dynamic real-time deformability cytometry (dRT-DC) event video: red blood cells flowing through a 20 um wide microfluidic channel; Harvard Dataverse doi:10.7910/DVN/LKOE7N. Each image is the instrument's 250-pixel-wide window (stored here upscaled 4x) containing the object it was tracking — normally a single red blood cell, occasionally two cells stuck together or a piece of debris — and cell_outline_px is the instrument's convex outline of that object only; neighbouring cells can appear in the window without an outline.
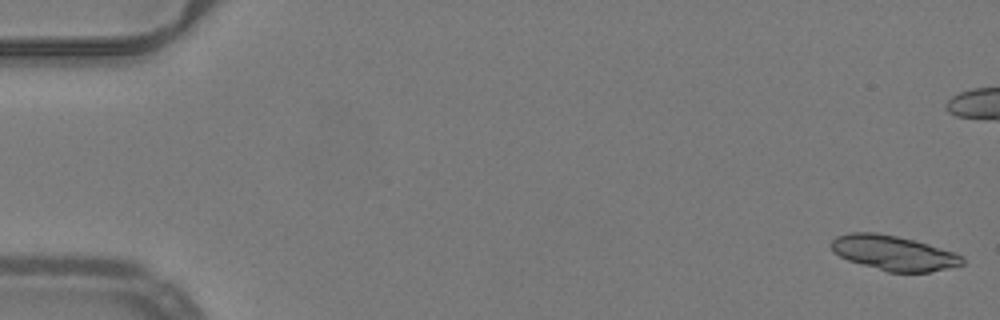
{"species": "common noctule bat (a hibernating species)", "species_latin": "Nyctalus noctula", "temperature_condition": "warm", "stored_images_in_passage": 13, "camera_frame_rate_fps": 3000, "um_per_image_px": 0.085, "animal": {"sex": "male", "body_mass_g": 19.2, "forearm_length_mm": 51.8}, "frame": {"image": 1, "passage_image": 1, "time_ms": 0.0, "image_size_px": [1000, 320], "cell_outline_px": [[964, 264], [948, 268], [928, 272], [888, 272], [848, 260], [832, 252], [832, 240], [836, 236], [852, 232], [876, 232], [896, 236], [928, 244], [964, 256]], "centroid_in_image_um": [75.94, 21.5], "position_along_channel_um": 9.1, "area_um2": 26.36}}